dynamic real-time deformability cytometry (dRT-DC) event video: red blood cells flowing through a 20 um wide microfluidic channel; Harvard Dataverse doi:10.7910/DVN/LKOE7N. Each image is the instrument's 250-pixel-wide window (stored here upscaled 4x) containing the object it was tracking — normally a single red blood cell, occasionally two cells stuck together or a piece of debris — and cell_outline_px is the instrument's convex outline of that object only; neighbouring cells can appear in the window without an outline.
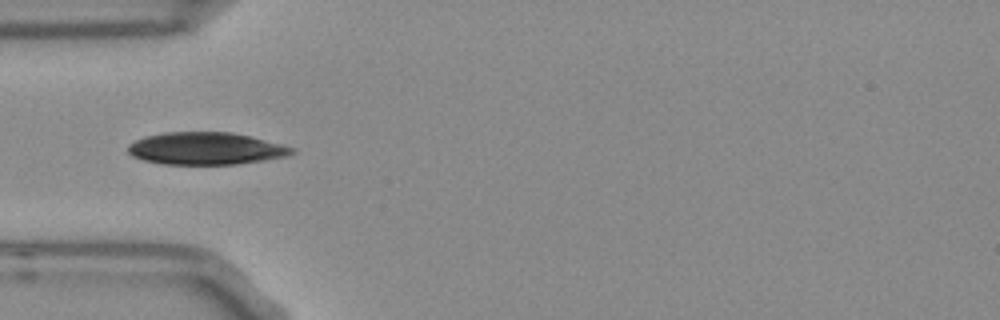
{"species": "Egyptian fruit bat (a non-hibernating species)", "species_latin": "Rousettus aegyptiacus", "temperature_condition": "room temperature", "stored_images_in_passage": 38, "camera_frame_rate_fps": 3000, "um_per_image_px": 0.085, "frame": {"image": 1, "passage_image": 1, "time_ms": 0.0, "image_size_px": [1000, 320], "cell_outline_px": [[296, 152], [288, 156], [264, 160], [236, 164], [160, 164], [144, 160], [132, 156], [128, 152], [128, 144], [144, 136], [164, 132], [232, 132], [252, 136], [296, 148]], "centroid_in_image_um": [17.51, 12.62], "position_along_channel_um": 67.5, "area_um2": 31.1}}
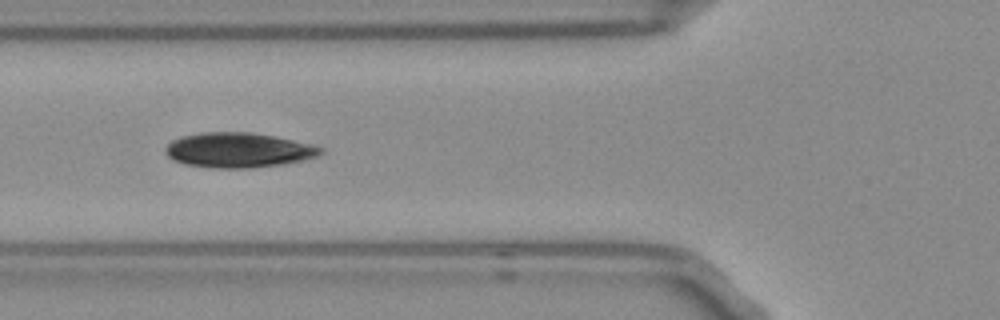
{"frame": {"image": 2, "passage_image": 4, "time_ms": 1.0, "image_size_px": [1000, 320], "cell_outline_px": [[324, 152], [320, 156], [280, 164], [248, 168], [216, 168], [184, 164], [172, 160], [164, 152], [164, 148], [172, 140], [180, 136], [200, 132], [252, 132], [276, 136], [312, 144], [324, 148]], "centroid_in_image_um": [20.24, 12.75], "position_along_channel_um": 105.6, "area_um2": 31.79}}
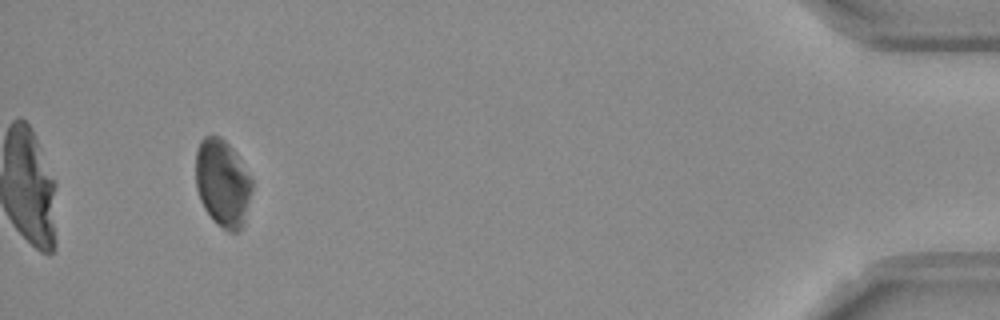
{"frame": {"image": 3, "passage_image": 35, "time_ms": 11.333, "image_size_px": [1000, 320], "cell_outline_px": [[252, 188], [244, 224], [236, 232], [228, 232], [216, 224], [212, 220], [204, 208], [200, 200], [196, 188], [196, 152], [200, 140], [204, 136], [220, 136], [236, 152], [252, 180]], "centroid_in_image_um": [18.91, 15.57], "position_along_channel_um": 416.3, "area_um2": 28.78}}